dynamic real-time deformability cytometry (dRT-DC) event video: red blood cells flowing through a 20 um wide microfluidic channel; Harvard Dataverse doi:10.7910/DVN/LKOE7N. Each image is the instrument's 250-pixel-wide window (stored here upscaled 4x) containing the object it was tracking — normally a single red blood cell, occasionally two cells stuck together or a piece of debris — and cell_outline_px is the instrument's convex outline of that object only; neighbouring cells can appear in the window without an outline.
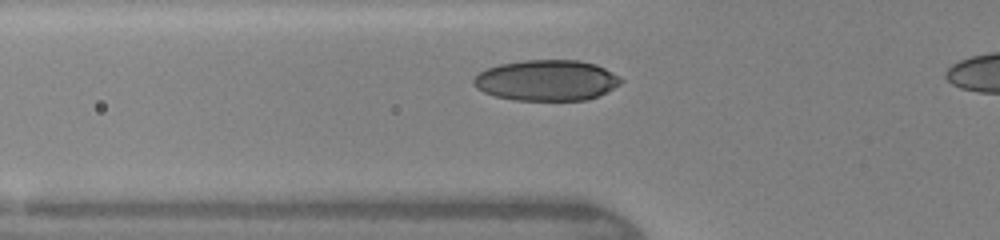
{"species": "human", "species_latin": "Homo sapiens", "temperature_condition": "warm", "stored_images_in_passage": 17, "camera_frame_rate_fps": 3000, "um_per_image_px": 0.085, "donor": {"sex": "female"}, "frame": {"image": 1, "passage_image": 13, "time_ms": 3.333, "image_size_px": [1000, 240], "cell_outline_px": [[624, 80], [620, 84], [588, 100], [512, 100], [496, 96], [484, 92], [476, 88], [472, 84], [472, 80], [480, 72], [488, 68], [500, 64], [524, 60], [576, 60], [596, 64], [620, 76]], "centroid_in_image_um": [46.45, 6.83], "position_along_channel_um": 79.4, "area_um2": 34.91}}